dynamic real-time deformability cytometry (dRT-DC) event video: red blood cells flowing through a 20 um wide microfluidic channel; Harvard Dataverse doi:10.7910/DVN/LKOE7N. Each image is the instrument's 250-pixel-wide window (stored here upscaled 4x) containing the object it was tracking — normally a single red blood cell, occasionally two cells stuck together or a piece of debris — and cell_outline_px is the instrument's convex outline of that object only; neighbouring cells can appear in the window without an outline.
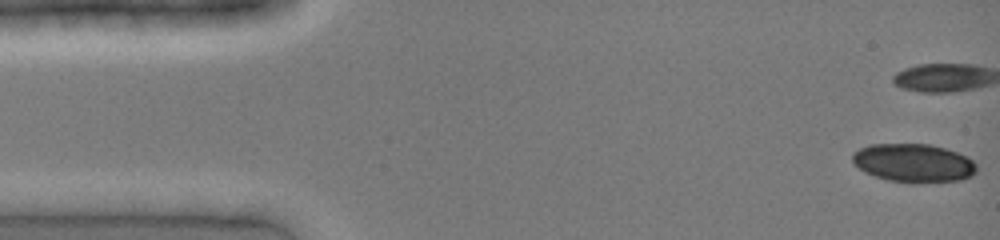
{"species": "common noctule bat (a hibernating species)", "species_latin": "Nyctalus noctula", "temperature_condition": "cold", "stored_images_in_passage": 15, "camera_frame_rate_fps": 3000, "um_per_image_px": 0.085, "animal": {"sex": "female", "body_mass_g": 19.0, "forearm_length_mm": 51.5}, "frame": {"image": 1, "passage_image": 1, "time_ms": 0.0, "image_size_px": [1000, 240], "cell_outline_px": [[976, 172], [972, 176], [960, 180], [916, 184], [908, 184], [888, 180], [864, 172], [852, 160], [852, 152], [860, 148], [872, 144], [928, 144], [944, 148], [968, 156], [976, 164]], "centroid_in_image_um": [77.67, 13.87], "position_along_channel_um": 7.3, "area_um2": 28.09}}